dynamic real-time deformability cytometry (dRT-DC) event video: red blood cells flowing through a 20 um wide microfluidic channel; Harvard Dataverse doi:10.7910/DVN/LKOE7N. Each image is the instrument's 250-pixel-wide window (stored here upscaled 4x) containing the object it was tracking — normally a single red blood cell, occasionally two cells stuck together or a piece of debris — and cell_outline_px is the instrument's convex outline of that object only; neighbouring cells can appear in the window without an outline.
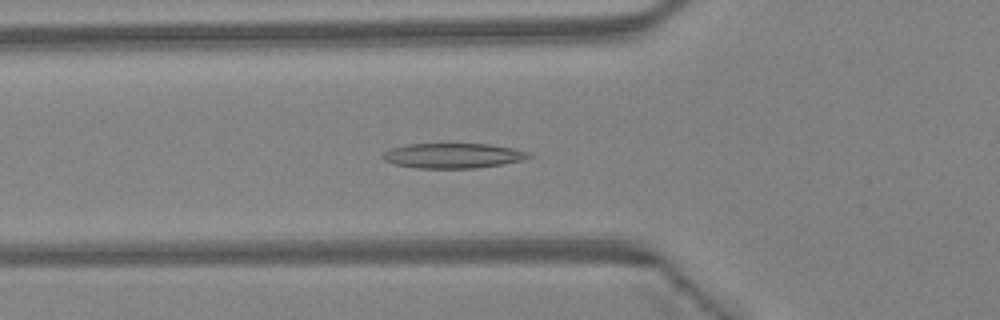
{"species": "Egyptian fruit bat (a non-hibernating species)", "species_latin": "Rousettus aegyptiacus", "temperature_condition": "warm", "stored_images_in_passage": 44, "camera_frame_rate_fps": 3000, "um_per_image_px": 0.085, "animal": {"sex": "female"}, "frame": {"image": 1, "passage_image": 15, "time_ms": 4.667, "image_size_px": [1000, 320], "cell_outline_px": [[532, 156], [524, 160], [500, 164], [472, 168], [416, 168], [392, 164], [384, 160], [380, 156], [384, 152], [392, 148], [408, 144], [488, 144], [512, 148], [528, 152]], "centroid_in_image_um": [38.46, 13.23], "position_along_channel_um": 87.3, "area_um2": 21.15}}
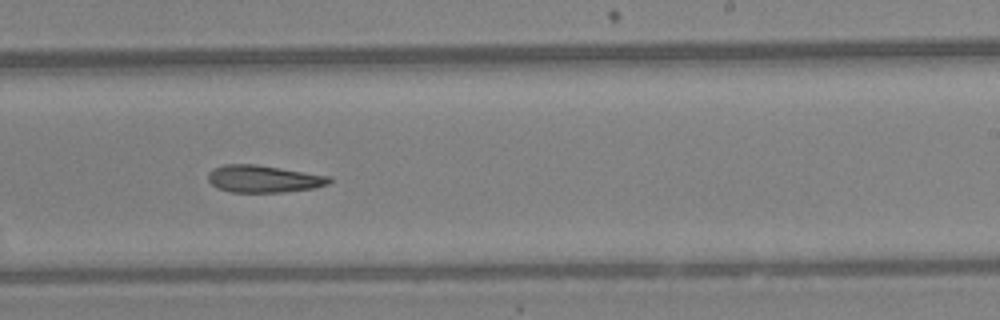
{"frame": {"image": 2, "passage_image": 27, "time_ms": 8.667, "image_size_px": [1000, 320], "cell_outline_px": [[332, 180], [328, 184], [316, 188], [284, 192], [232, 192], [216, 188], [208, 180], [208, 172], [212, 168], [224, 164], [256, 164], [332, 176]], "centroid_in_image_um": [22.41, 15.2], "position_along_channel_um": 266.6, "area_um2": 19.48}}
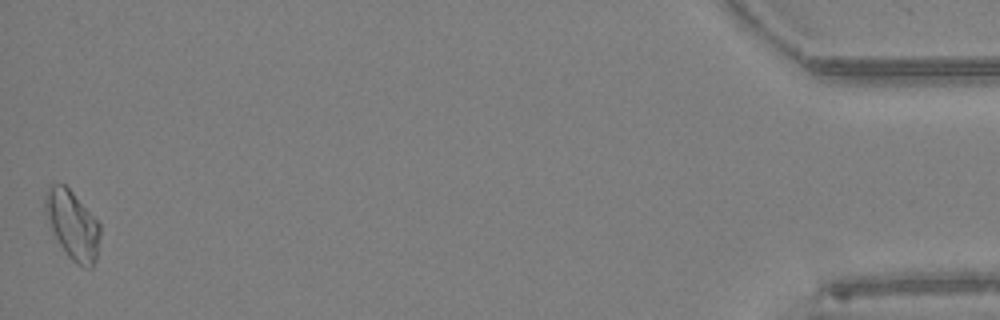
{"frame": {"image": 3, "passage_image": 44, "time_ms": 14.333, "image_size_px": [1000, 320], "cell_outline_px": [[100, 236], [96, 260], [92, 268], [84, 268], [76, 264], [68, 256], [60, 244], [52, 228], [44, 208], [44, 196], [48, 188], [52, 184], [64, 184], [72, 192], [100, 224]], "centroid_in_image_um": [6.18, 19.14], "position_along_channel_um": 429.0, "area_um2": 21.56}}